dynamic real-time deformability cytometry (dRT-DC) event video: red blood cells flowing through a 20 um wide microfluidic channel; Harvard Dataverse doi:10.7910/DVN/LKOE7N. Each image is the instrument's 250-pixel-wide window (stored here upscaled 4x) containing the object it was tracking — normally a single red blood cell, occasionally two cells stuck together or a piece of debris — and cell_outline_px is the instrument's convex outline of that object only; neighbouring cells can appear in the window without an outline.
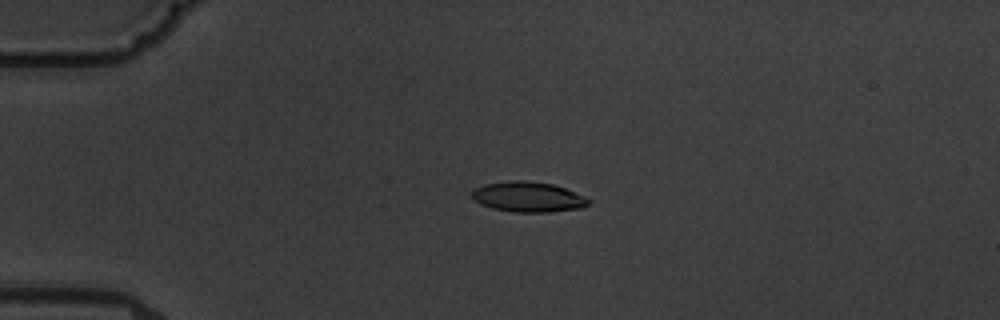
{"species": "common noctule bat (a hibernating species)", "species_latin": "Nyctalus noctula", "temperature_condition": "warm", "stored_images_in_passage": 6, "camera_frame_rate_fps": 3000, "um_per_image_px": 0.085, "animal": {"sex": "male", "body_mass_g": 19.5, "forearm_length_mm": 54.6}, "frame": {"image": 1, "passage_image": 4, "time_ms": 3.333, "image_size_px": [1000, 320], "cell_outline_px": [[592, 200], [584, 208], [548, 212], [516, 212], [492, 208], [480, 204], [472, 200], [472, 192], [476, 188], [484, 184], [512, 180], [520, 180], [552, 184], [564, 188], [584, 196]], "centroid_in_image_um": [44.89, 16.74], "position_along_channel_um": 40.1, "area_um2": 20.52}}